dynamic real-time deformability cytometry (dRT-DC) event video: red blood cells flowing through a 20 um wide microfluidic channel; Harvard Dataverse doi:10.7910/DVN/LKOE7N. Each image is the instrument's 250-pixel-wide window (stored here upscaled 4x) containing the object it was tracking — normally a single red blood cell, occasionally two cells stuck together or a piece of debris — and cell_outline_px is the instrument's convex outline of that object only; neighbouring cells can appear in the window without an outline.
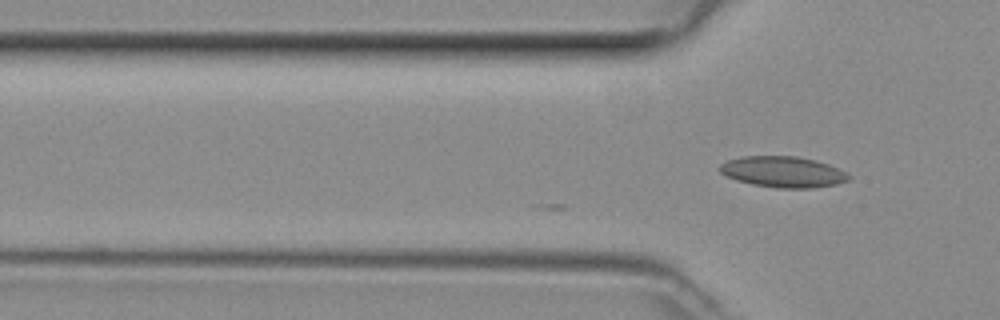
{"species": "common noctule bat (a hibernating species)", "species_latin": "Nyctalus noctula", "temperature_condition": "room temperature", "stored_images_in_passage": 13, "camera_frame_rate_fps": 3000, "um_per_image_px": 0.085, "animal": {"sex": "female", "body_mass_g": 29.2, "forearm_length_mm": 56.3}, "frame": {"image": 1, "passage_image": 13, "time_ms": 4.0, "image_size_px": [1000, 320], "cell_outline_px": [[852, 176], [848, 180], [836, 184], [812, 188], [776, 188], [752, 184], [736, 180], [720, 172], [720, 164], [728, 160], [744, 156], [796, 156], [816, 160], [828, 164]], "centroid_in_image_um": [66.56, 14.61], "position_along_channel_um": 59.2, "area_um2": 23.12}}